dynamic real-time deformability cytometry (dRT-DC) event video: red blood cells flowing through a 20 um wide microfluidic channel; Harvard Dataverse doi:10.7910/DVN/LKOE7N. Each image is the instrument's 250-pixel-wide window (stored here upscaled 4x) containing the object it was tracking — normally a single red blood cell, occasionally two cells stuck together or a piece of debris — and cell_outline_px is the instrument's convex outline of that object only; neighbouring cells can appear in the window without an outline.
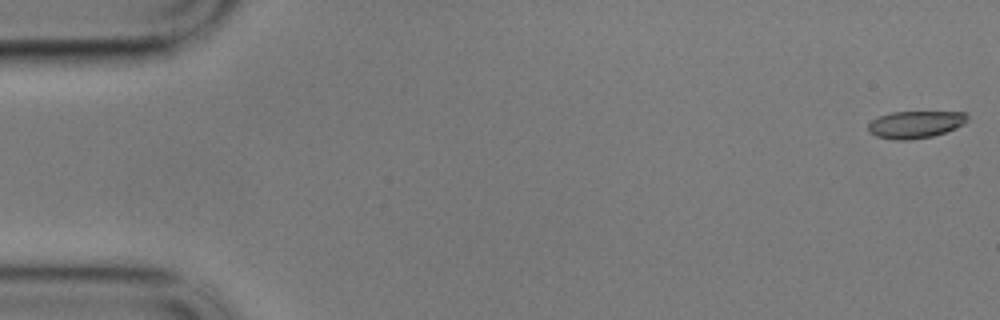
{"species": "common noctule bat (a hibernating species)", "species_latin": "Nyctalus noctula", "temperature_condition": "cold", "stored_images_in_passage": 58, "camera_frame_rate_fps": 3000, "um_per_image_px": 0.085, "animal": {"sex": "male", "body_mass_g": 17.9}, "frame": {"image": 1, "passage_image": 1, "time_ms": 0.0, "image_size_px": [1000, 320], "cell_outline_px": [[968, 120], [964, 124], [956, 128], [932, 136], [912, 140], [892, 140], [876, 136], [868, 132], [868, 124], [872, 120], [880, 116], [892, 112], [968, 112]], "centroid_in_image_um": [77.81, 10.58], "position_along_channel_um": 7.2, "area_um2": 15.84}}
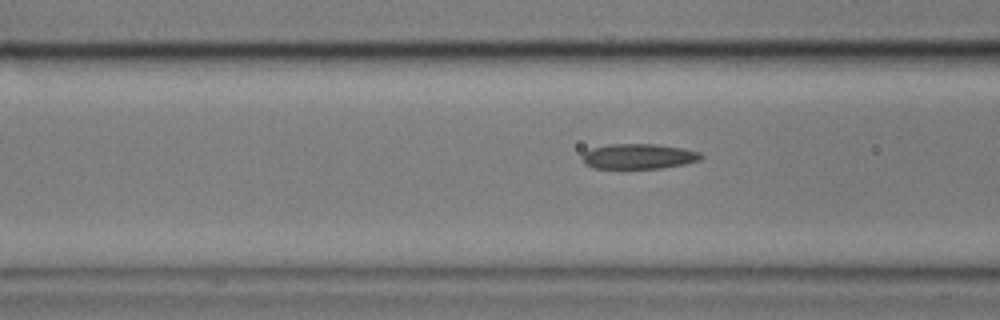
{"frame": {"image": 2, "passage_image": 22, "time_ms": 7.0, "image_size_px": [1000, 320], "cell_outline_px": [[704, 156], [700, 160], [684, 164], [660, 168], [592, 168], [584, 164], [584, 152], [592, 148], [608, 144], [656, 144], [680, 148], [700, 152]], "centroid_in_image_um": [54.29, 13.29], "position_along_channel_um": 112.3, "area_um2": 17.28}}
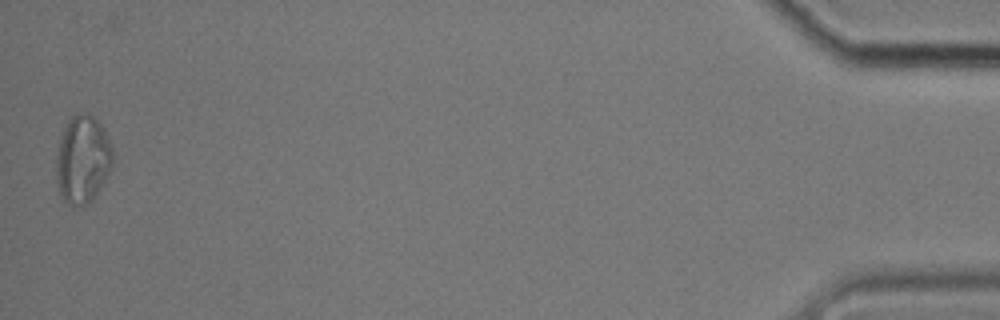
{"frame": {"image": 3, "passage_image": 58, "time_ms": 19.0, "image_size_px": [1000, 320], "cell_outline_px": [[112, 164], [100, 188], [92, 200], [84, 208], [72, 208], [64, 200], [60, 192], [56, 180], [56, 156], [60, 140], [64, 128], [72, 116], [76, 112], [84, 112], [92, 116], [104, 128], [112, 144]], "centroid_in_image_um": [7.02, 13.58], "position_along_channel_um": 428.2, "area_um2": 29.13}, "authors_computed_cell_mechanics": {"area_um2": 17.4845, "velocity_mm_per_s": 3.4007, "shape_relaxation_time_tau1_ms": 8.5921, "shape_relaxation_time_tau2_ms": 2.6427, "deformation_change_tau1": 0.1699, "deformation_change_tau2": 0.1078}}